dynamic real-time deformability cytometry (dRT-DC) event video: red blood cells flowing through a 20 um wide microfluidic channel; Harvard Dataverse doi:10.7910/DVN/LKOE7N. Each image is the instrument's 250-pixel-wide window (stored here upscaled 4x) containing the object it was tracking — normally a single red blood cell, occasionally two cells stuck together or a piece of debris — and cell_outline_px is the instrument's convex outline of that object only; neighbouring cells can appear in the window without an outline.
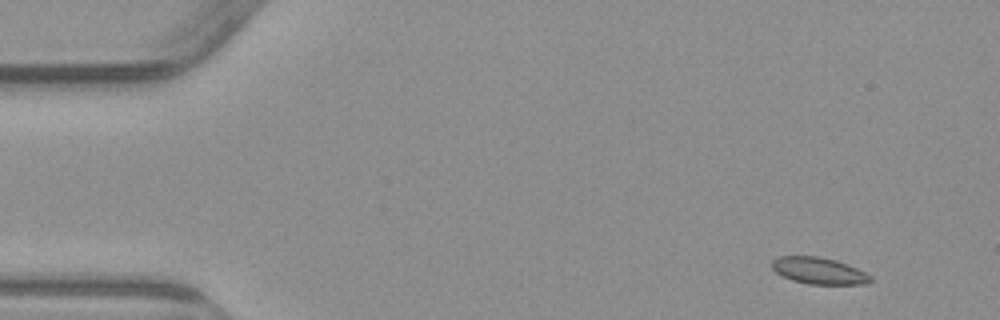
{"species": "common noctule bat (a hibernating species)", "species_latin": "Nyctalus noctula", "temperature_condition": "warm", "stored_images_in_passage": 3, "camera_frame_rate_fps": 3000, "um_per_image_px": 0.085, "animal": {"sex": "male", "body_mass_g": 23.1, "forearm_length_mm": 52.7}, "frame": {"image": 1, "passage_image": 1, "time_ms": 0.0, "image_size_px": [1000, 320], "cell_outline_px": [[872, 280], [868, 284], [808, 284], [792, 280], [776, 272], [772, 268], [772, 260], [780, 256], [820, 256], [836, 260], [848, 264], [872, 276]], "centroid_in_image_um": [69.62, 23.01], "position_along_channel_um": 15.4, "area_um2": 15.32}}